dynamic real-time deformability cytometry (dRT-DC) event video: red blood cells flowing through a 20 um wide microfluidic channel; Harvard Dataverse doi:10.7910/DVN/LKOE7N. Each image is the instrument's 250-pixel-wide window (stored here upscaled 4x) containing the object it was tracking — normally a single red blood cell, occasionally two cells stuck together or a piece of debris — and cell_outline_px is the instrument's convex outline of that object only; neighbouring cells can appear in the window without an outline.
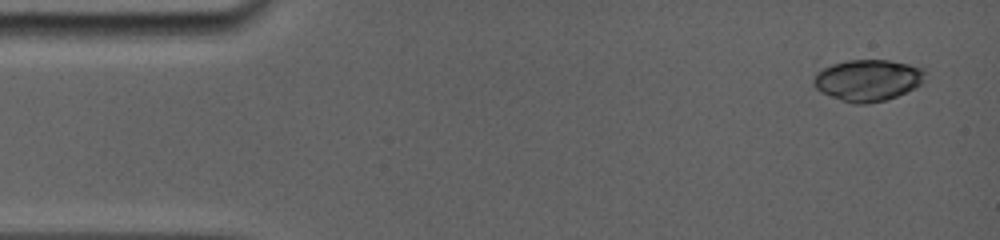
{"species": "common noctule bat (a hibernating species)", "species_latin": "Nyctalus noctula", "temperature_condition": "room temperature", "stored_images_in_passage": 5, "camera_frame_rate_fps": 5000, "um_per_image_px": 0.085, "animal": {"sex": "female", "body_mass_g": 19.0, "forearm_length_mm": 56.7}, "frame": {"image": 1, "passage_image": 1, "time_ms": 0.0, "image_size_px": [1000, 240], "cell_outline_px": [[924, 80], [920, 84], [896, 96], [884, 100], [868, 104], [856, 104], [840, 100], [820, 92], [816, 88], [812, 80], [816, 72], [832, 64], [848, 60], [888, 60], [908, 64], [924, 68]], "centroid_in_image_um": [73.73, 6.82], "position_along_channel_um": 11.3, "area_um2": 26.82}}
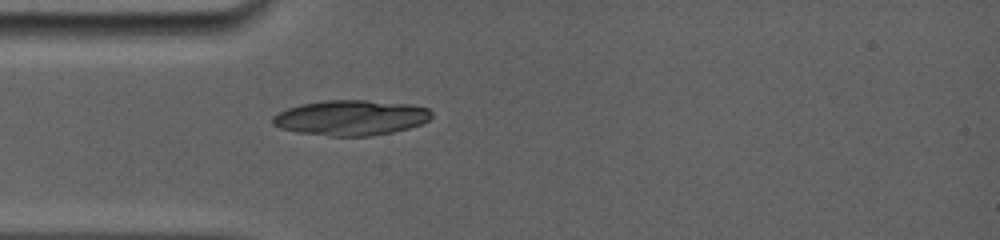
{"frame": {"image": 2, "passage_image": 5, "time_ms": 3.8, "image_size_px": [1000, 240], "cell_outline_px": [[432, 116], [428, 120], [420, 124], [408, 128], [392, 132], [372, 136], [328, 136], [296, 132], [280, 128], [272, 124], [272, 116], [288, 108], [300, 104], [324, 100], [368, 100], [412, 104], [428, 108], [432, 112]], "centroid_in_image_um": [29.82, 10.0], "position_along_channel_um": 55.2, "area_um2": 32.83}}